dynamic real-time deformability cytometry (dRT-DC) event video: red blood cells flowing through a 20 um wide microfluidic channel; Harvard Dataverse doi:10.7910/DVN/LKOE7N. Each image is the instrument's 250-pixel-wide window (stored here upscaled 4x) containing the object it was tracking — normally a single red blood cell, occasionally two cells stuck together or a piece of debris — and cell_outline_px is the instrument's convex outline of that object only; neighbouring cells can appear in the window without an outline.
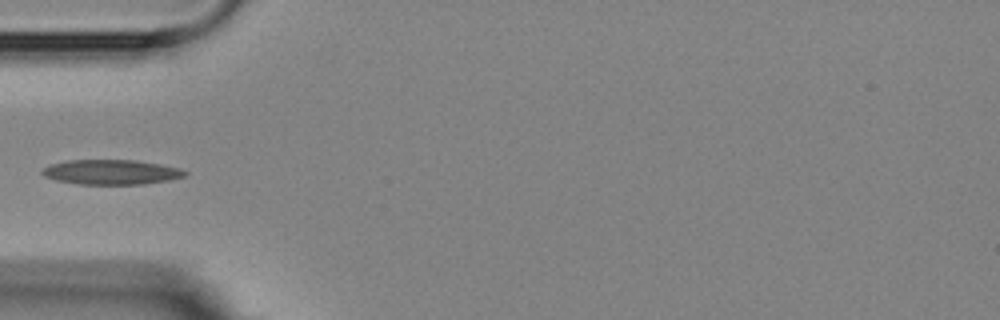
{"species": "Egyptian fruit bat (a non-hibernating species)", "species_latin": "Rousettus aegyptiacus", "temperature_condition": "room temperature", "stored_images_in_passage": 6, "camera_frame_rate_fps": 3000, "um_per_image_px": 0.085, "animal": {"sex": "female"}, "frame": {"image": 1, "passage_image": 6, "time_ms": 5.667, "image_size_px": [1000, 320], "cell_outline_px": [[188, 172], [184, 176], [168, 180], [144, 184], [80, 184], [56, 180], [44, 176], [40, 172], [44, 168], [52, 164], [68, 160], [136, 160], [160, 164], [180, 168]], "centroid_in_image_um": [9.46, 14.62], "position_along_channel_um": 75.5, "area_um2": 20.52}}